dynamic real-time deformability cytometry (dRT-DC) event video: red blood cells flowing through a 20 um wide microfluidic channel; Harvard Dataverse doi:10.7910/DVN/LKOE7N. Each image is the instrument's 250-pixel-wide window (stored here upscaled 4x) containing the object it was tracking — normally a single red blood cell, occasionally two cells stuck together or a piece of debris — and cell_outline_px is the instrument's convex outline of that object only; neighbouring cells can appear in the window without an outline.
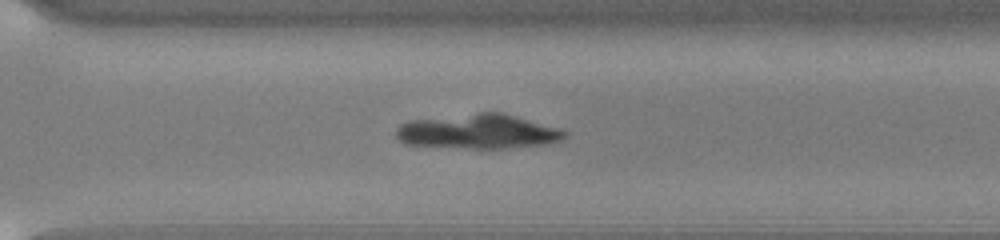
{"species": "common noctule bat (a hibernating species)", "species_latin": "Nyctalus noctula", "temperature_condition": "cold", "stored_images_in_passage": 55, "camera_frame_rate_fps": 3000, "um_per_image_px": 0.085, "animal": {"sex": "male", "body_mass_g": 13.0, "forearm_length_mm": 53.1}, "frame": {"image": 1, "passage_image": 40, "time_ms": 13.0, "image_size_px": [1000, 240], "cell_outline_px": [[568, 136], [560, 140], [548, 144], [504, 148], [472, 148], [404, 144], [396, 136], [396, 128], [400, 124], [408, 120], [480, 112], [500, 112], [560, 128], [568, 132]], "centroid_in_image_um": [40.65, 11.17], "position_along_channel_um": 330.0, "area_um2": 33.99}}
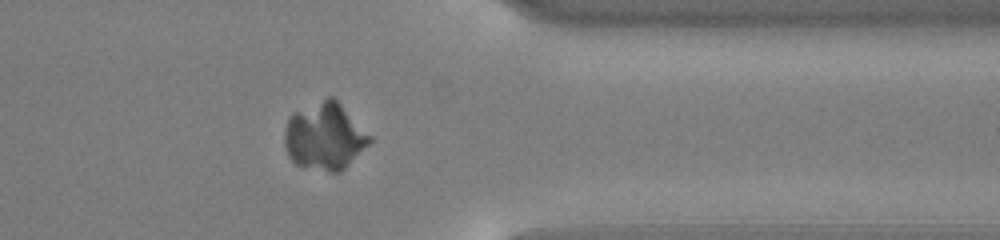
{"frame": {"image": 2, "passage_image": 45, "time_ms": 14.667, "image_size_px": [1000, 240], "cell_outline_px": [[372, 140], [340, 172], [328, 172], [296, 164], [288, 156], [284, 144], [284, 128], [292, 112], [328, 96], [332, 96], [372, 136]], "centroid_in_image_um": [27.57, 11.58], "position_along_channel_um": 383.8, "area_um2": 33.12}}
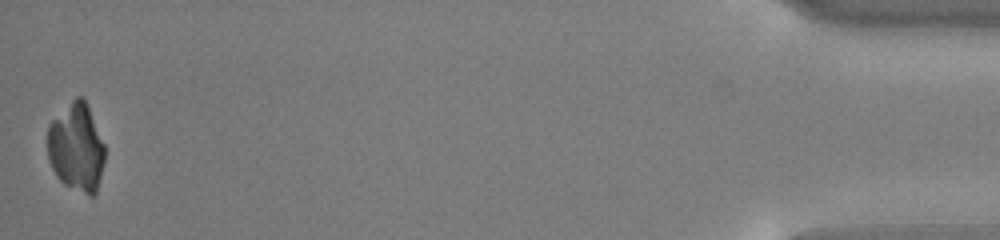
{"frame": {"image": 3, "passage_image": 55, "time_ms": 18.0, "image_size_px": [1000, 240], "cell_outline_px": [[104, 160], [96, 192], [92, 196], [88, 196], [64, 184], [56, 176], [48, 160], [48, 124], [76, 96], [84, 96], [104, 144]], "centroid_in_image_um": [6.48, 12.53], "position_along_channel_um": 428.7, "area_um2": 29.36}}